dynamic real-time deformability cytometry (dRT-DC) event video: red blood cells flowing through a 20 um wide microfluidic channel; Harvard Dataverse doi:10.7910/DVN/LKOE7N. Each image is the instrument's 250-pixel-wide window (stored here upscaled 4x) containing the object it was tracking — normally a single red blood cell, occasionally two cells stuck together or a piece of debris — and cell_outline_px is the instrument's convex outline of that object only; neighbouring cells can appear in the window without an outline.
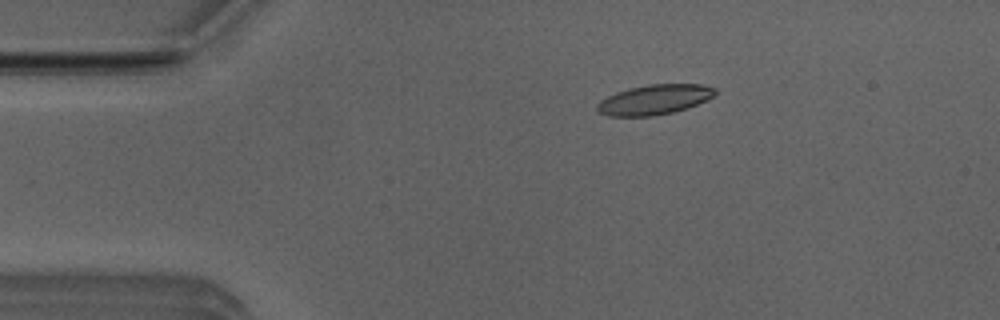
{"species": "Egyptian fruit bat (a non-hibernating species)", "species_latin": "Rousettus aegyptiacus", "temperature_condition": "room temperature", "stored_images_in_passage": 7, "camera_frame_rate_fps": 3000, "um_per_image_px": 0.085, "animal": {"sex": "male"}, "frame": {"image": 1, "passage_image": 3, "time_ms": 0.667, "image_size_px": [1000, 320], "cell_outline_px": [[716, 92], [712, 96], [688, 108], [672, 112], [652, 116], [608, 116], [596, 112], [596, 104], [600, 100], [616, 92], [628, 88], [648, 84], [700, 84], [716, 88]], "centroid_in_image_um": [55.56, 8.47], "position_along_channel_um": 29.4, "area_um2": 20.58}}